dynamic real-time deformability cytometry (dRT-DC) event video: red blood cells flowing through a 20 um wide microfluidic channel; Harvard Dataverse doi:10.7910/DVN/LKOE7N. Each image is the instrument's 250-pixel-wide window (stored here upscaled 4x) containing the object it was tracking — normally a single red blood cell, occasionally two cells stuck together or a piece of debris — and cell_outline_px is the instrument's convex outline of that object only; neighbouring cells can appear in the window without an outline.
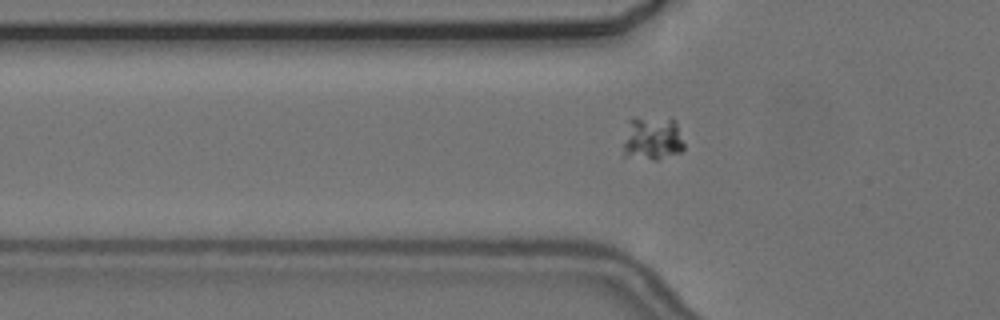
{"species": "common noctule bat (a hibernating species)", "species_latin": "Nyctalus noctula", "temperature_condition": "cold", "stored_images_in_passage": 43, "camera_frame_rate_fps": 3000, "um_per_image_px": 0.085, "animal": {"sex": "female", "body_mass_g": 24.6, "forearm_length_mm": 56.2}, "frame": {"image": 1, "passage_image": 10, "time_ms": 3.0, "image_size_px": [1000, 320], "cell_outline_px": [[684, 148], [680, 152], [656, 160], [652, 160], [624, 156], [624, 144], [628, 120], [632, 116], [672, 116], [676, 124], [684, 144]], "centroid_in_image_um": [55.44, 11.7], "position_along_channel_um": 70.4, "area_um2": 16.01}}
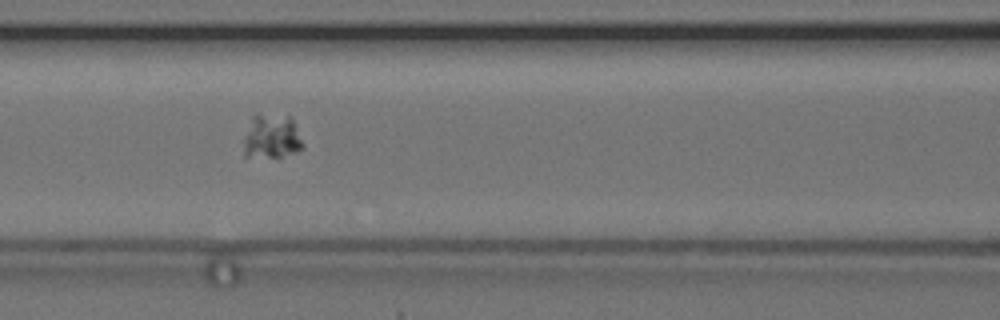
{"frame": {"image": 2, "passage_image": 16, "time_ms": 5.0, "image_size_px": [1000, 320], "cell_outline_px": [[304, 144], [296, 152], [280, 156], [244, 156], [240, 140], [252, 116], [292, 116]], "centroid_in_image_um": [23.03, 11.62], "position_along_channel_um": 143.6, "area_um2": 15.32}}
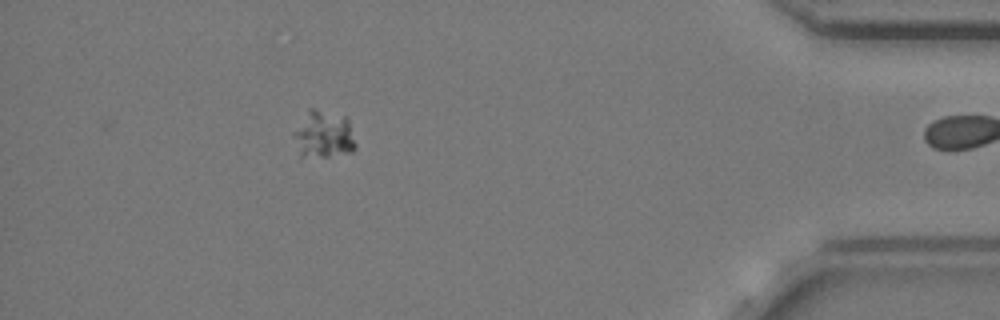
{"frame": {"image": 3, "passage_image": 42, "time_ms": 13.667, "image_size_px": [1000, 320], "cell_outline_px": [[356, 148], [352, 152], [328, 156], [300, 160], [292, 136], [292, 132], [308, 108], [316, 108], [344, 116], [348, 120], [356, 144]], "centroid_in_image_um": [27.43, 11.46], "position_along_channel_um": 407.8, "area_um2": 17.74}}